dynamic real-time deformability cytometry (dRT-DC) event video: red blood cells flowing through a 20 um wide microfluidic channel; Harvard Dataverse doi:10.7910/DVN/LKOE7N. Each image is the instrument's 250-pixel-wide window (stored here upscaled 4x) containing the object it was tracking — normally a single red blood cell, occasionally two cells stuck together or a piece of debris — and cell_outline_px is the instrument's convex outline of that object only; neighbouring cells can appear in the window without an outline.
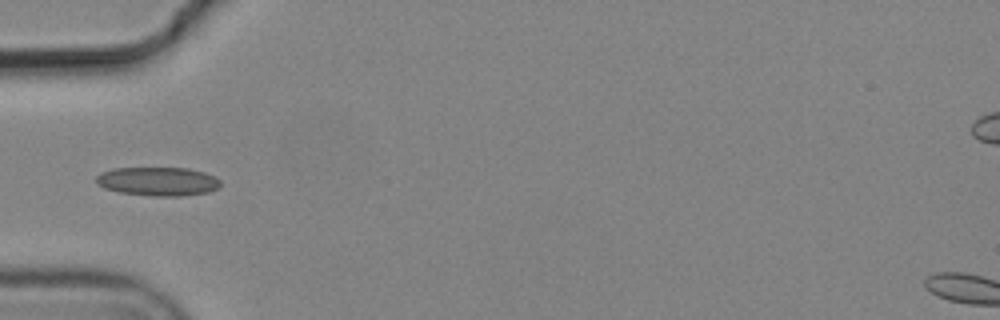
{"species": "common noctule bat (a hibernating species)", "species_latin": "Nyctalus noctula", "temperature_condition": "cold", "stored_images_in_passage": 5, "camera_frame_rate_fps": 3000, "um_per_image_px": 0.085, "animal": {"sex": "male", "body_mass_g": 19.2, "forearm_length_mm": 51.8}, "frame": {"image": 1, "passage_image": 5, "time_ms": 1.333, "image_size_px": [1000, 320], "cell_outline_px": [[220, 184], [216, 188], [208, 192], [180, 196], [152, 196], [120, 192], [104, 188], [96, 184], [96, 176], [100, 172], [112, 168], [188, 168], [204, 172], [216, 176], [220, 180]], "centroid_in_image_um": [13.4, 15.41], "position_along_channel_um": 71.6, "area_um2": 20.92}}